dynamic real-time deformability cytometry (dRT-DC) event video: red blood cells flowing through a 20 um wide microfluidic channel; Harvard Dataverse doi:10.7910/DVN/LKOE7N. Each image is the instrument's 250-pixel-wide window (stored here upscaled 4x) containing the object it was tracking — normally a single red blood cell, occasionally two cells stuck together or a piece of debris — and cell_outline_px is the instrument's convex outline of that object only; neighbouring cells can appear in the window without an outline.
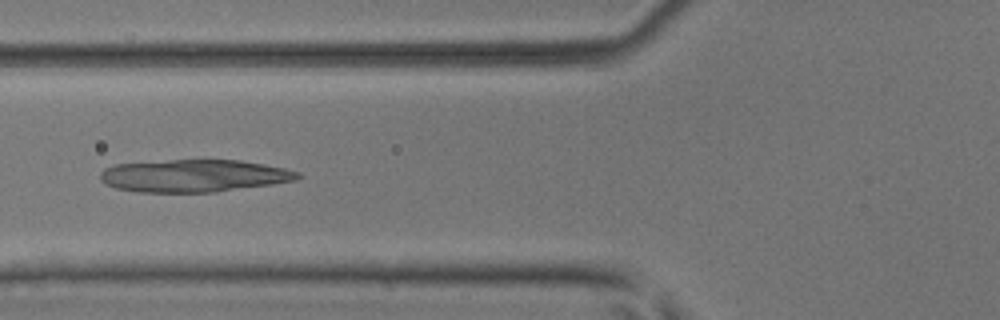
{"species": "common noctule bat (a hibernating species)", "species_latin": "Nyctalus noctula", "temperature_condition": "room temperature", "stored_images_in_passage": 6, "camera_frame_rate_fps": 3000, "um_per_image_px": 0.085, "animal": {"sex": "male", "body_mass_g": 17.9, "forearm_length_mm": 54.2}, "frame": {"image": 1, "passage_image": 5, "time_ms": 1.333, "image_size_px": [1000, 320], "cell_outline_px": [[300, 176], [296, 180], [272, 184], [216, 192], [140, 192], [116, 188], [104, 184], [100, 180], [100, 172], [104, 168], [116, 164], [172, 160], [240, 160], [264, 164], [284, 168], [300, 172]], "centroid_in_image_um": [16.47, 14.94], "position_along_channel_um": 109.3, "area_um2": 37.34}}
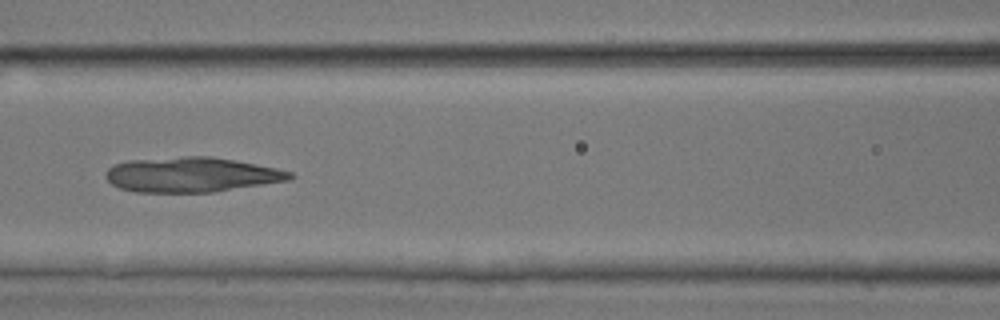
{"frame": {"image": 2, "passage_image": 6, "time_ms": 1.667, "image_size_px": [1000, 320], "cell_outline_px": [[296, 176], [292, 180], [212, 192], [136, 192], [120, 188], [112, 184], [104, 176], [104, 172], [112, 164], [128, 160], [184, 156], [212, 156], [256, 164], [276, 168], [292, 172]], "centroid_in_image_um": [16.27, 14.84], "position_along_channel_um": 150.3, "area_um2": 37.74}}